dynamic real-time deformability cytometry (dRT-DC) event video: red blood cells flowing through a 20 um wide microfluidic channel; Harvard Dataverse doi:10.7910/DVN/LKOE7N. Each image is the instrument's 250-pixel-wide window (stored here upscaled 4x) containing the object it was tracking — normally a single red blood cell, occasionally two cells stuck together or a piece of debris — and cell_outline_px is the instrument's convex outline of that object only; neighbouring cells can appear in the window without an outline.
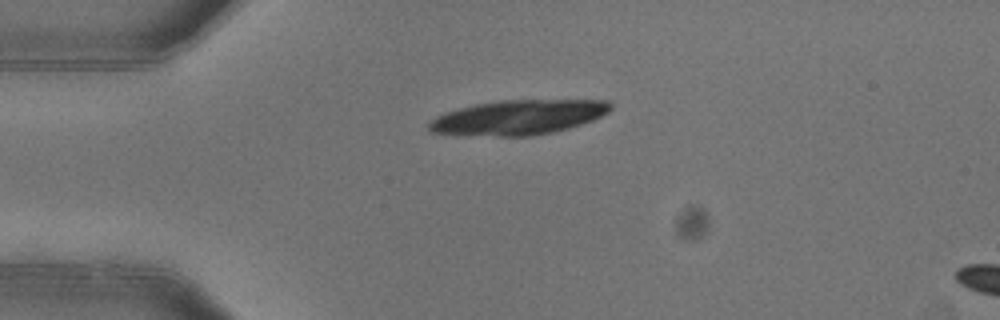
{"species": "common noctule bat (a hibernating species)", "species_latin": "Nyctalus noctula", "temperature_condition": "warm", "stored_images_in_passage": 2, "camera_frame_rate_fps": 3000, "um_per_image_px": 0.085, "animal": {"sex": "female"}, "frame": {"image": 1, "passage_image": 1, "time_ms": 0.0, "image_size_px": [1000, 320], "cell_outline_px": [[612, 108], [608, 112], [592, 120], [568, 128], [552, 132], [528, 136], [500, 136], [432, 132], [428, 128], [428, 124], [436, 116], [444, 112], [476, 104], [496, 100], [608, 100], [612, 104]], "centroid_in_image_um": [44.08, 9.95], "position_along_channel_um": 40.9, "area_um2": 36.36}}